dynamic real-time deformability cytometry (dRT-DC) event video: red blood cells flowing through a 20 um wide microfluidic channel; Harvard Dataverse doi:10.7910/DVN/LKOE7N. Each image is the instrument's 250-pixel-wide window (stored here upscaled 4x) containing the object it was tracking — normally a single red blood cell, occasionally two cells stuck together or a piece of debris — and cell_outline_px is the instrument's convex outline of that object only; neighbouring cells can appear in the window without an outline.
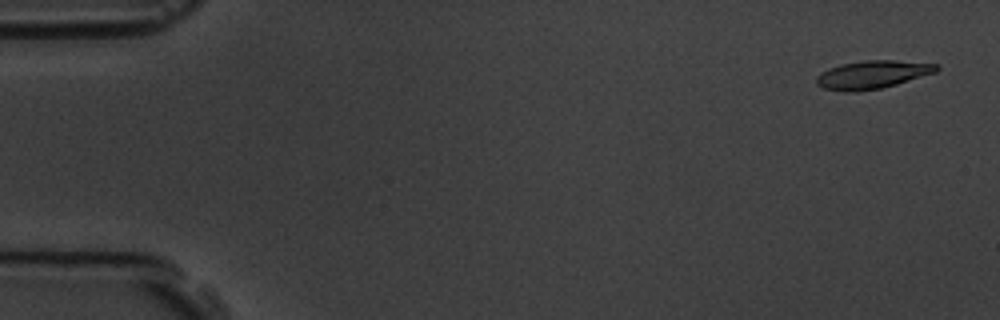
{"species": "common noctule bat (a hibernating species)", "species_latin": "Nyctalus noctula", "temperature_condition": "room temperature", "stored_images_in_passage": 5, "camera_frame_rate_fps": 3000, "um_per_image_px": 0.085, "animal": {"sex": "male", "body_mass_g": 19.5, "forearm_length_mm": 54.6}, "frame": {"image": 1, "passage_image": 1, "time_ms": 0.0, "image_size_px": [1000, 320], "cell_outline_px": [[940, 68], [936, 72], [896, 84], [880, 88], [856, 92], [844, 92], [824, 88], [816, 84], [816, 76], [820, 72], [828, 68], [840, 64], [864, 60], [896, 60], [940, 64]], "centroid_in_image_um": [74.13, 6.33], "position_along_channel_um": 10.9, "area_um2": 19.83}}
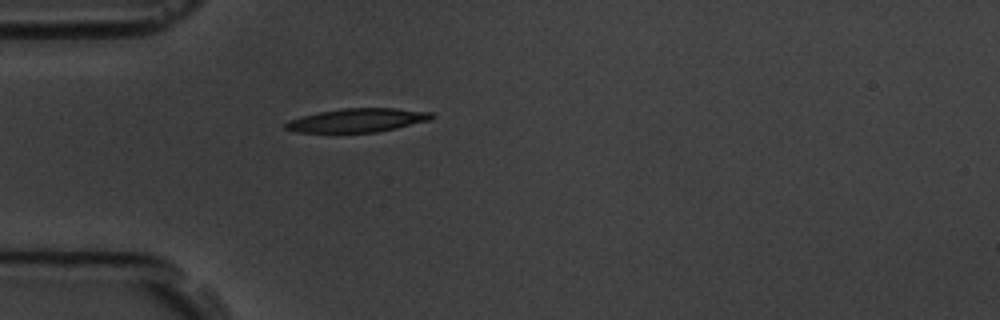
{"frame": {"image": 2, "passage_image": 5, "time_ms": 4.667, "image_size_px": [1000, 320], "cell_outline_px": [[436, 116], [432, 120], [396, 128], [376, 132], [296, 132], [284, 128], [284, 124], [288, 120], [320, 112], [344, 108], [396, 108], [432, 112]], "centroid_in_image_um": [30.43, 10.22], "position_along_channel_um": 54.6, "area_um2": 20.11}}